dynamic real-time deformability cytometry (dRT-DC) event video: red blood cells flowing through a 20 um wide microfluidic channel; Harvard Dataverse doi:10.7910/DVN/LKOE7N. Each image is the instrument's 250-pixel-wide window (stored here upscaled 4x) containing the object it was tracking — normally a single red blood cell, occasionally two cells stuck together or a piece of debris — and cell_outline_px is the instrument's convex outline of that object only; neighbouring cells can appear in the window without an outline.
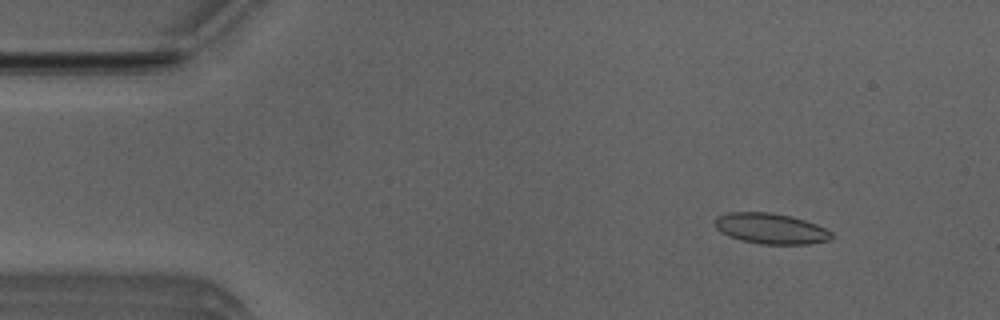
{"species": "Egyptian fruit bat (a non-hibernating species)", "species_latin": "Rousettus aegyptiacus", "temperature_condition": "room temperature", "stored_images_in_passage": 53, "segment_of_instrument_passage": [1, 2], "camera_frame_rate_fps": 3000, "um_per_image_px": 0.085, "animal": {"sex": "male"}, "frame": {"image": 1, "passage_image": 6, "time_ms": 1.667, "image_size_px": [1000, 320], "cell_outline_px": [[832, 240], [808, 244], [760, 244], [740, 240], [720, 232], [716, 228], [716, 216], [728, 212], [772, 212], [792, 216], [816, 224], [832, 232]], "centroid_in_image_um": [65.52, 19.42], "position_along_channel_um": 19.5, "area_um2": 20.92}}
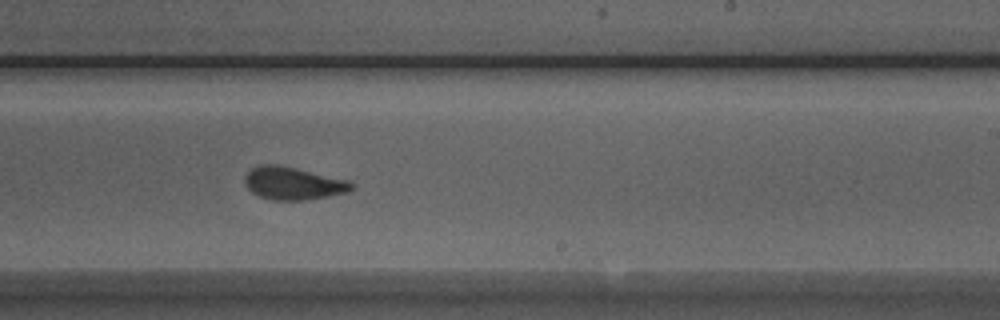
{"frame": {"image": 2, "passage_image": 31, "time_ms": 10.0, "image_size_px": [1000, 320], "cell_outline_px": [[356, 188], [348, 192], [328, 196], [304, 200], [272, 200], [260, 196], [252, 192], [244, 184], [244, 176], [252, 168], [260, 164], [272, 164], [292, 168], [348, 180], [356, 184]], "centroid_in_image_um": [24.92, 15.6], "position_along_channel_um": 264.1, "area_um2": 20.17}}
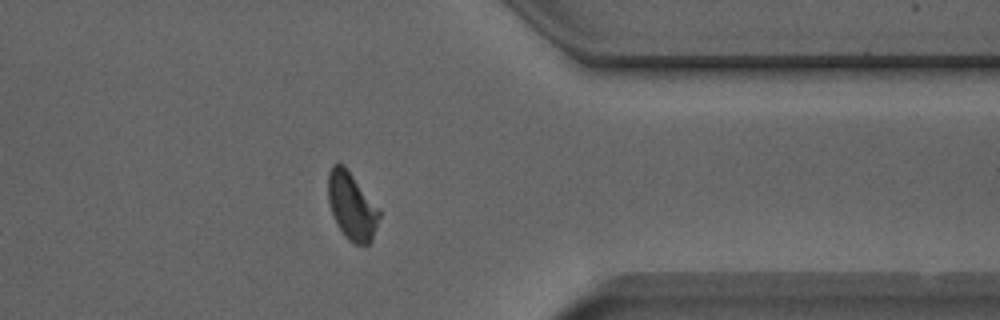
{"frame": {"image": 3, "passage_image": 41, "time_ms": 13.333, "image_size_px": [1000, 320], "cell_outline_px": [[380, 216], [372, 240], [368, 244], [352, 244], [344, 236], [336, 224], [328, 200], [328, 172], [332, 164], [344, 164], [380, 212]], "centroid_in_image_um": [29.87, 17.54], "position_along_channel_um": 381.5, "area_um2": 19.83}}